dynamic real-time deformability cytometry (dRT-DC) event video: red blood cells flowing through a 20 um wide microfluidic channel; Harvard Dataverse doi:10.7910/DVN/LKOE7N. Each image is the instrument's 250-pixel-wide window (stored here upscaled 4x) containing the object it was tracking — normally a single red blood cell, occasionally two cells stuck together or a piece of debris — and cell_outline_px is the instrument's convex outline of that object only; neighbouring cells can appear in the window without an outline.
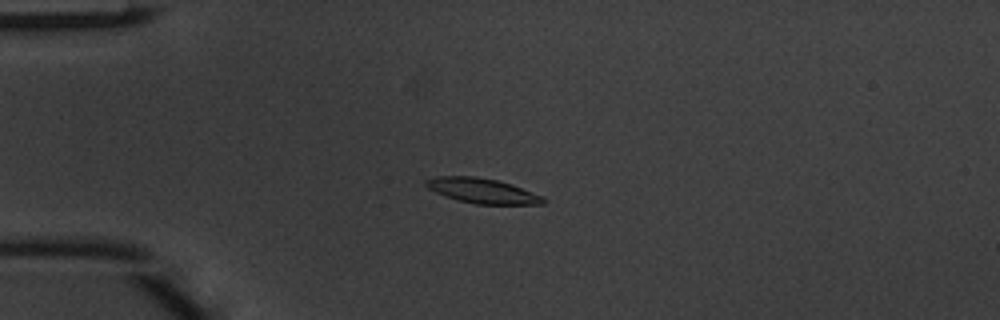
{"species": "common noctule bat (a hibernating species)", "species_latin": "Nyctalus noctula", "temperature_condition": "warm", "stored_images_in_passage": 49, "camera_frame_rate_fps": 3000, "um_per_image_px": 0.085, "animal": {"sex": "male", "body_mass_g": 20.1, "forearm_length_mm": 53.5}, "frame": {"image": 1, "passage_image": 13, "time_ms": 4.0, "image_size_px": [1000, 320], "cell_outline_px": [[544, 204], [476, 204], [444, 196], [428, 188], [424, 184], [424, 180], [436, 176], [476, 176], [496, 180], [512, 184], [544, 196]], "centroid_in_image_um": [40.99, 16.2], "position_along_channel_um": 44.0, "area_um2": 17.05}}
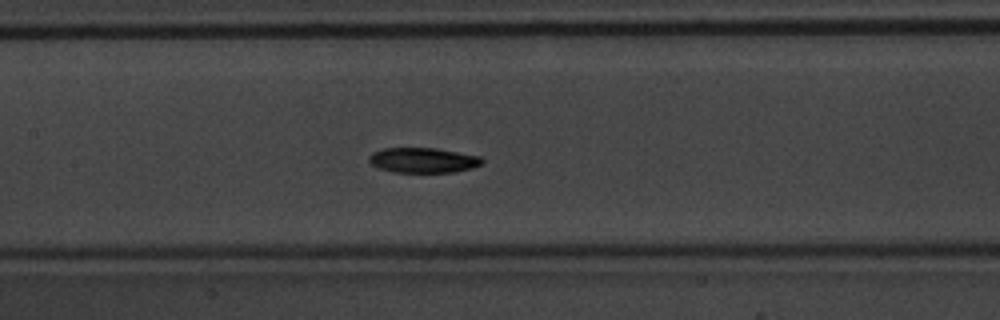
{"frame": {"image": 2, "passage_image": 24, "time_ms": 7.667, "image_size_px": [1000, 320], "cell_outline_px": [[484, 164], [472, 168], [456, 172], [392, 172], [376, 168], [368, 160], [368, 156], [372, 152], [380, 148], [436, 148], [480, 156], [484, 160]], "centroid_in_image_um": [35.95, 13.62], "position_along_channel_um": 171.5, "area_um2": 16.82}}
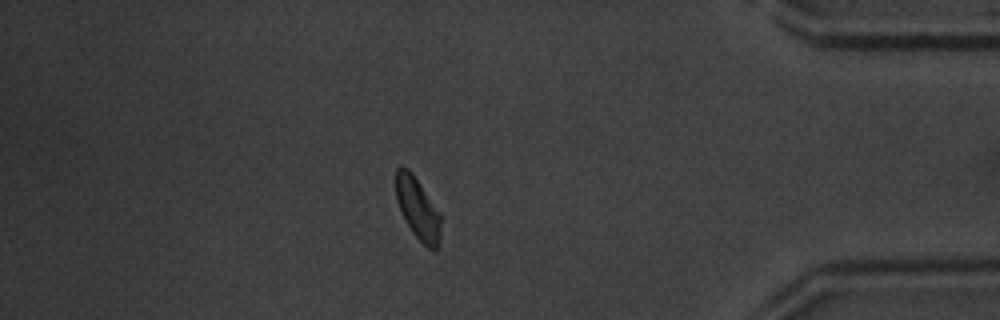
{"frame": {"image": 3, "passage_image": 43, "time_ms": 14.0, "image_size_px": [1000, 320], "cell_outline_px": [[440, 240], [436, 248], [428, 248], [412, 232], [396, 200], [396, 168], [400, 164], [408, 168], [412, 172], [440, 212]], "centroid_in_image_um": [35.5, 17.67], "position_along_channel_um": 399.7, "area_um2": 15.95}, "authors_computed_cell_mechanics": {"area_um2": 16.762, "velocity_mm_per_s": 4.1329, "shape_relaxation_time_tau1_ms": 2.6177, "shape_relaxation_time_tau2_ms": null, "deformation_change_tau1": 0.1081, "deformation_change_tau2": null}}